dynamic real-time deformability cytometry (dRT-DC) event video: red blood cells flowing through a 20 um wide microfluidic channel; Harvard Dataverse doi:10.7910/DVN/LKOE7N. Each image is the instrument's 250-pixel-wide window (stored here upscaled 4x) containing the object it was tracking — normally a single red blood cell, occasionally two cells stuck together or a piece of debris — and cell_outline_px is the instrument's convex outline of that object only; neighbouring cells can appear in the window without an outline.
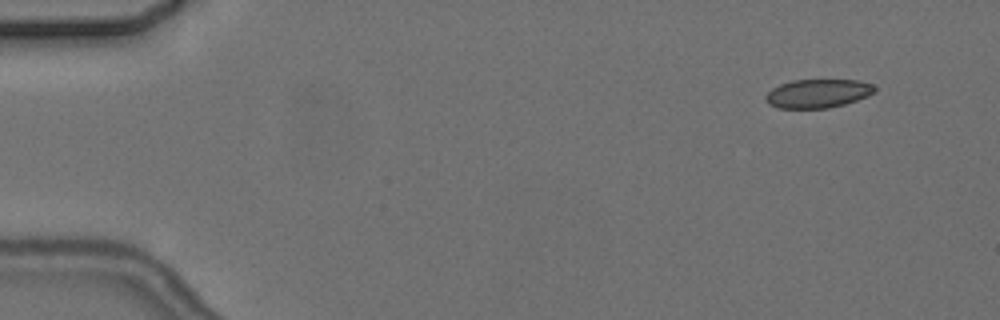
{"species": "common noctule bat (a hibernating species)", "species_latin": "Nyctalus noctula", "temperature_condition": "cold", "stored_images_in_passage": 8, "camera_frame_rate_fps": 3000, "um_per_image_px": 0.085, "animal": {"sex": "female", "body_mass_g": 24.6, "forearm_length_mm": 56.2}, "frame": {"image": 1, "passage_image": 2, "time_ms": 1.333, "image_size_px": [1000, 320], "cell_outline_px": [[876, 92], [868, 96], [844, 104], [828, 108], [776, 108], [768, 104], [764, 96], [772, 88], [780, 84], [792, 80], [860, 80], [872, 84], [876, 88]], "centroid_in_image_um": [69.51, 7.94], "position_along_channel_um": 15.5, "area_um2": 18.32}}
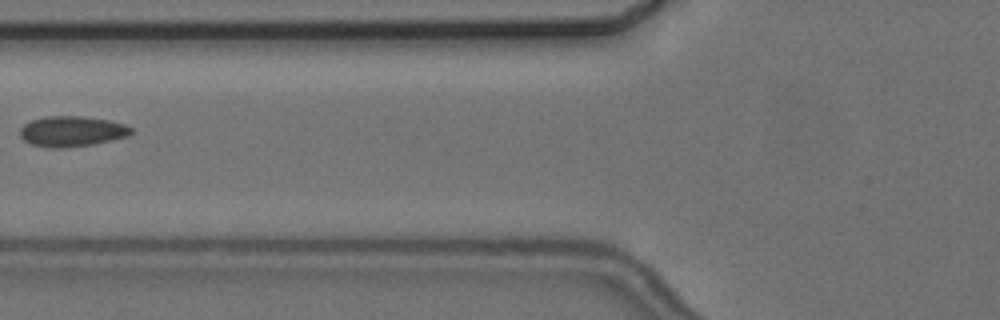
{"frame": {"image": 2, "passage_image": 7, "time_ms": 7.333, "image_size_px": [1000, 320], "cell_outline_px": [[132, 132], [128, 136], [112, 140], [92, 144], [60, 148], [48, 148], [32, 144], [24, 140], [20, 136], [20, 128], [24, 124], [32, 120], [44, 116], [84, 116], [108, 120], [124, 124], [132, 128]], "centroid_in_image_um": [6.09, 11.16], "position_along_channel_um": 119.7, "area_um2": 19.71}}
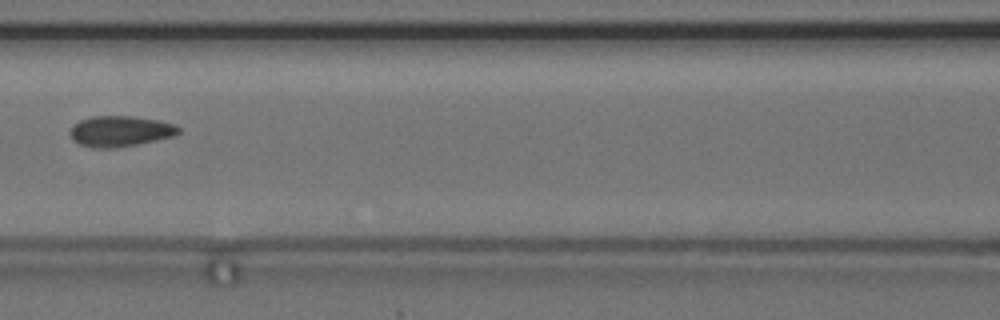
{"frame": {"image": 3, "passage_image": 8, "time_ms": 8.333, "image_size_px": [1000, 320], "cell_outline_px": [[180, 132], [172, 136], [156, 140], [116, 148], [92, 148], [80, 144], [72, 140], [68, 132], [72, 124], [80, 120], [92, 116], [132, 116], [160, 120], [176, 124], [180, 128]], "centroid_in_image_um": [10.18, 11.15], "position_along_channel_um": 156.4, "area_um2": 19.65}}